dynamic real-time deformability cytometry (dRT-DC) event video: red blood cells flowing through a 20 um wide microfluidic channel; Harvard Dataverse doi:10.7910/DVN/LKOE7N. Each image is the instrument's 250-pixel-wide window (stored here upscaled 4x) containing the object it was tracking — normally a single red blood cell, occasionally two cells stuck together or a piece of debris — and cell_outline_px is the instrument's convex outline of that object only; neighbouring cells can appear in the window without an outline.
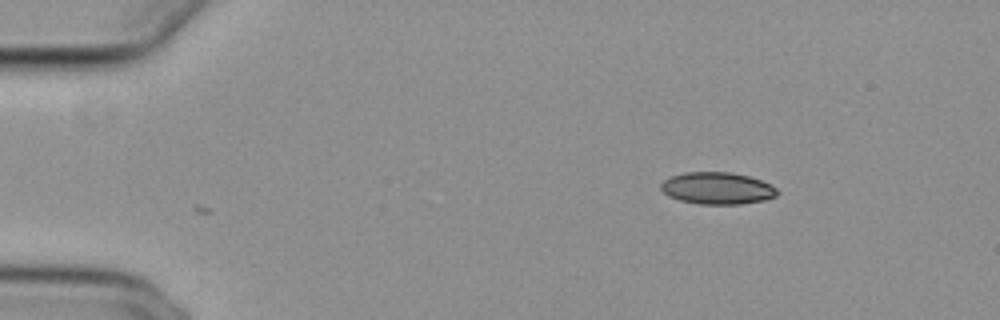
{"species": "common noctule bat (a hibernating species)", "species_latin": "Nyctalus noctula", "temperature_condition": "cold", "stored_images_in_passage": 2, "camera_frame_rate_fps": 3000, "um_per_image_px": 0.085, "animal": {"sex": "female", "body_mass_g": 29.2, "forearm_length_mm": 56.3}, "frame": {"image": 1, "passage_image": 1, "time_ms": 0.0, "image_size_px": [1000, 320], "cell_outline_px": [[780, 192], [776, 196], [764, 200], [740, 204], [700, 204], [680, 200], [668, 196], [660, 188], [660, 184], [664, 180], [672, 176], [684, 172], [732, 172], [748, 176], [760, 180], [776, 188]], "centroid_in_image_um": [60.96, 16.0], "position_along_channel_um": 24.0, "area_um2": 21.62}}